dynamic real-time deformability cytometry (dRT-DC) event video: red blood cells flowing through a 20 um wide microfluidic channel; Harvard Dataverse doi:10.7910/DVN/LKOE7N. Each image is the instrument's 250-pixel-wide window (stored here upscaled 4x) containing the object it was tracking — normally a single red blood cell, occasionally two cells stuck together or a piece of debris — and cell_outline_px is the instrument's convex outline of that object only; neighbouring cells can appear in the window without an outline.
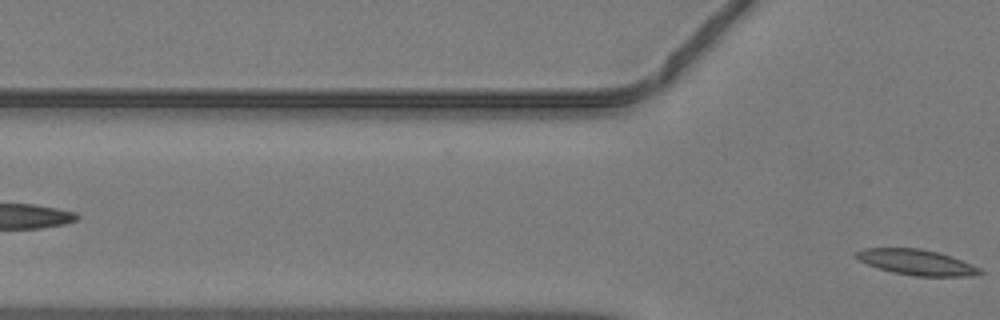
{"species": "common noctule bat (a hibernating species)", "species_latin": "Nyctalus noctula", "temperature_condition": "warm", "stored_images_in_passage": 2, "camera_frame_rate_fps": 3000, "um_per_image_px": 0.085, "animal": {"sex": "male", "body_mass_g": 19.2, "forearm_length_mm": 51.8}, "frame": {"image": 1, "passage_image": 2, "time_ms": 0.333, "image_size_px": [1000, 320], "cell_outline_px": [[984, 272], [968, 276], [916, 276], [892, 272], [868, 264], [860, 260], [856, 256], [856, 252], [864, 248], [920, 248], [936, 252], [972, 264], [980, 268]], "centroid_in_image_um": [77.91, 22.29], "position_along_channel_um": 47.9, "area_um2": 17.98}}